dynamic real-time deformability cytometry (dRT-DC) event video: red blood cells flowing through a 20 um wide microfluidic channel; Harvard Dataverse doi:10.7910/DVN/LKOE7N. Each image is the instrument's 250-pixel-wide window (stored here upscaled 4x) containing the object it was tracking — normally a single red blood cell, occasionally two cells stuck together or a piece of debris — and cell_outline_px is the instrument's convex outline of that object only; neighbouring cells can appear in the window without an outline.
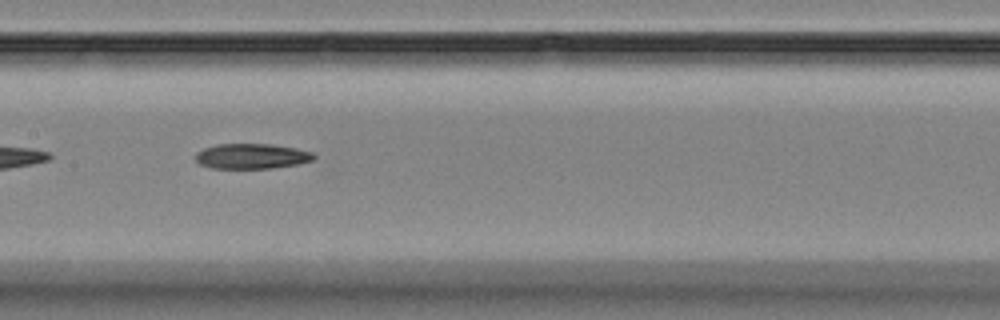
{"species": "Egyptian fruit bat (a non-hibernating species)", "species_latin": "Rousettus aegyptiacus", "temperature_condition": "room temperature", "stored_images_in_passage": 13, "camera_frame_rate_fps": 3000, "um_per_image_px": 0.085, "animal": {"sex": "female"}, "frame": {"image": 1, "passage_image": 10, "time_ms": 11.333, "image_size_px": [1000, 320], "cell_outline_px": [[316, 156], [312, 160], [296, 164], [272, 168], [212, 168], [200, 164], [196, 160], [196, 152], [204, 148], [216, 144], [272, 144], [296, 148], [312, 152]], "centroid_in_image_um": [21.38, 13.27], "position_along_channel_um": 186.0, "area_um2": 17.28}}
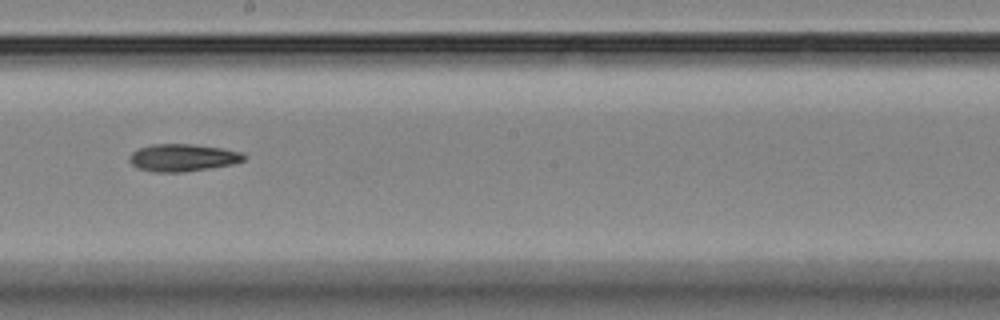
{"frame": {"image": 2, "passage_image": 11, "time_ms": 12.667, "image_size_px": [1000, 320], "cell_outline_px": [[244, 160], [232, 164], [184, 172], [152, 172], [136, 168], [128, 160], [128, 156], [132, 152], [140, 148], [152, 144], [192, 144], [220, 148], [244, 152]], "centroid_in_image_um": [15.49, 13.4], "position_along_channel_um": 232.7, "area_um2": 18.26}}
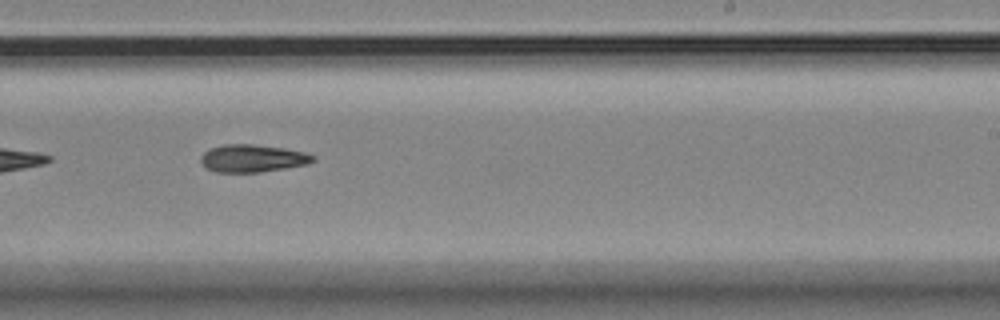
{"frame": {"image": 3, "passage_image": 12, "time_ms": 13.667, "image_size_px": [1000, 320], "cell_outline_px": [[316, 160], [308, 164], [260, 172], [216, 172], [204, 168], [200, 164], [200, 156], [204, 152], [212, 148], [224, 144], [252, 144], [284, 148], [304, 152], [312, 156]], "centroid_in_image_um": [21.41, 13.46], "position_along_channel_um": 267.6, "area_um2": 18.03}}